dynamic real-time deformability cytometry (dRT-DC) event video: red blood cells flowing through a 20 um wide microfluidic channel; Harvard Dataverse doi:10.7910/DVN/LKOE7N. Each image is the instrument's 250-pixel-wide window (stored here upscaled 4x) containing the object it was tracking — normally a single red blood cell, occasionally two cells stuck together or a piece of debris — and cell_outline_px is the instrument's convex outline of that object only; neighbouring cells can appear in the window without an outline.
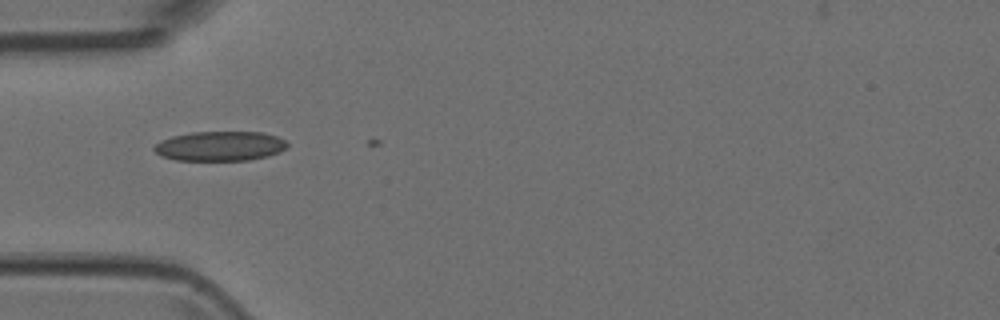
{"species": "Egyptian fruit bat (a non-hibernating species)", "species_latin": "Rousettus aegyptiacus", "temperature_condition": "room temperature", "stored_images_in_passage": 2, "camera_frame_rate_fps": 3000, "um_per_image_px": 0.085, "animal": {"sex": "female"}, "frame": {"image": 1, "passage_image": 1, "time_ms": 0.0, "image_size_px": [1000, 320], "cell_outline_px": [[288, 144], [280, 152], [268, 156], [248, 160], [176, 160], [160, 156], [152, 148], [160, 140], [172, 136], [192, 132], [260, 132], [276, 136], [284, 140]], "centroid_in_image_um": [18.67, 12.42], "position_along_channel_um": 66.3, "area_um2": 22.95}}